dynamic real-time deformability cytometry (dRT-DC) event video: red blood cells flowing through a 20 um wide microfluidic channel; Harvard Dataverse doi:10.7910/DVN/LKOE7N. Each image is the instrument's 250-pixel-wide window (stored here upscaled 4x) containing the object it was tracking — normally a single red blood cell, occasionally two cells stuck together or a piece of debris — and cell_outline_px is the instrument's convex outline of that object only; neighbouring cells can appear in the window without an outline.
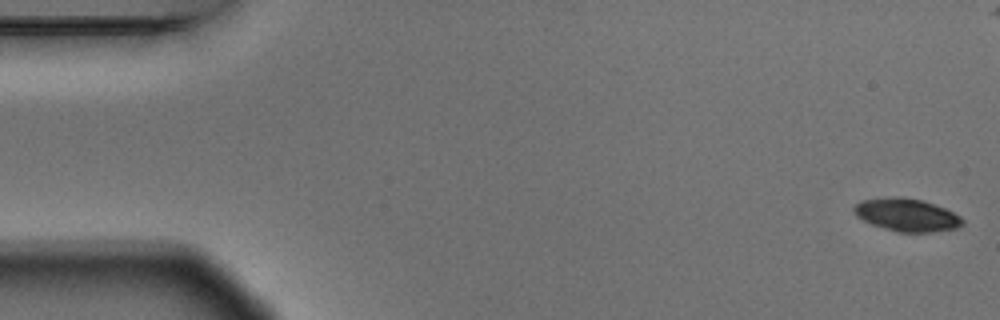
{"species": "Egyptian fruit bat (a non-hibernating species)", "species_latin": "Rousettus aegyptiacus", "temperature_condition": "warm", "stored_images_in_passage": 6, "camera_frame_rate_fps": 3000, "um_per_image_px": 0.085, "animal": {"sex": "male"}, "frame": {"image": 1, "passage_image": 1, "time_ms": 0.0, "image_size_px": [1000, 320], "cell_outline_px": [[964, 224], [956, 228], [932, 232], [896, 232], [872, 224], [856, 216], [852, 208], [860, 200], [884, 196], [904, 196], [924, 200], [936, 204], [960, 216], [964, 220]], "centroid_in_image_um": [77.06, 18.24], "position_along_channel_um": 7.9, "area_um2": 21.1}}
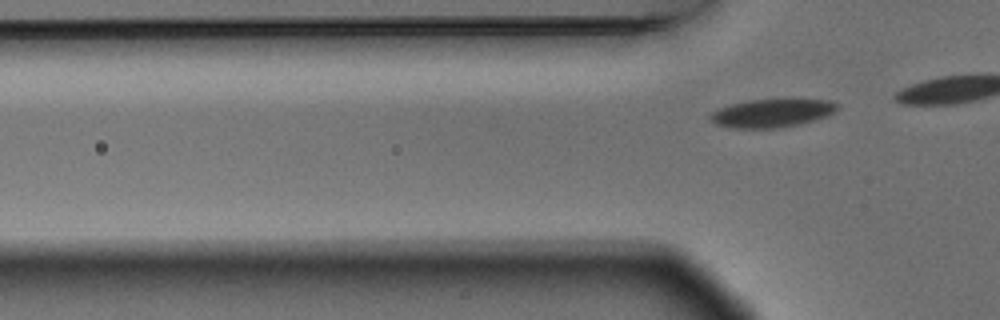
{"frame": {"image": 2, "passage_image": 6, "time_ms": 1.667, "image_size_px": [1000, 320], "cell_outline_px": [[840, 108], [836, 112], [828, 116], [780, 128], [732, 128], [716, 124], [708, 116], [712, 112], [720, 108], [732, 104], [748, 100], [832, 100], [840, 104]], "centroid_in_image_um": [65.66, 9.61], "position_along_channel_um": 60.1, "area_um2": 20.75}}